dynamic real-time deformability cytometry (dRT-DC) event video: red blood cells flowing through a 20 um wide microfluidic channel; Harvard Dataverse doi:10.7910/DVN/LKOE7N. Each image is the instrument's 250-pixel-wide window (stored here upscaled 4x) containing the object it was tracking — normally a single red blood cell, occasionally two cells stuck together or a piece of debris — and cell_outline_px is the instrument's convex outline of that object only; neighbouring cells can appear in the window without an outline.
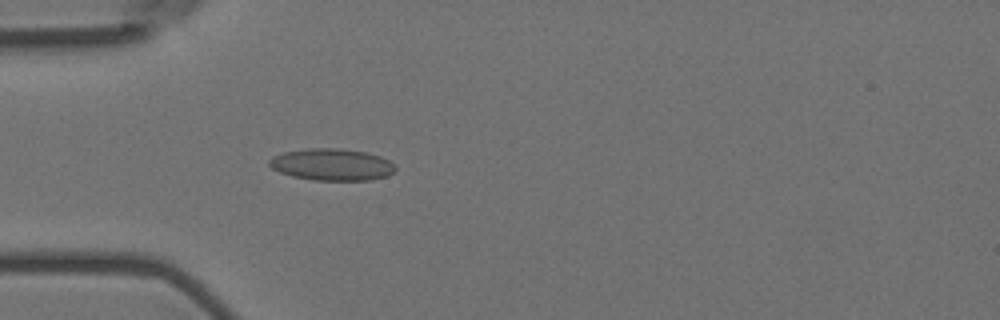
{"species": "Egyptian fruit bat (a non-hibernating species)", "species_latin": "Rousettus aegyptiacus", "temperature_condition": "room temperature", "stored_images_in_passage": 6, "camera_frame_rate_fps": 3000, "um_per_image_px": 0.085, "animal": {"sex": "female"}, "frame": {"image": 1, "passage_image": 3, "time_ms": 0.667, "image_size_px": [1000, 320], "cell_outline_px": [[396, 172], [388, 176], [372, 180], [312, 180], [292, 176], [280, 172], [272, 168], [268, 164], [268, 160], [272, 156], [284, 152], [308, 148], [336, 148], [364, 152], [380, 156], [388, 160], [396, 168]], "centroid_in_image_um": [28.2, 13.99], "position_along_channel_um": 56.8, "area_um2": 23.47}}